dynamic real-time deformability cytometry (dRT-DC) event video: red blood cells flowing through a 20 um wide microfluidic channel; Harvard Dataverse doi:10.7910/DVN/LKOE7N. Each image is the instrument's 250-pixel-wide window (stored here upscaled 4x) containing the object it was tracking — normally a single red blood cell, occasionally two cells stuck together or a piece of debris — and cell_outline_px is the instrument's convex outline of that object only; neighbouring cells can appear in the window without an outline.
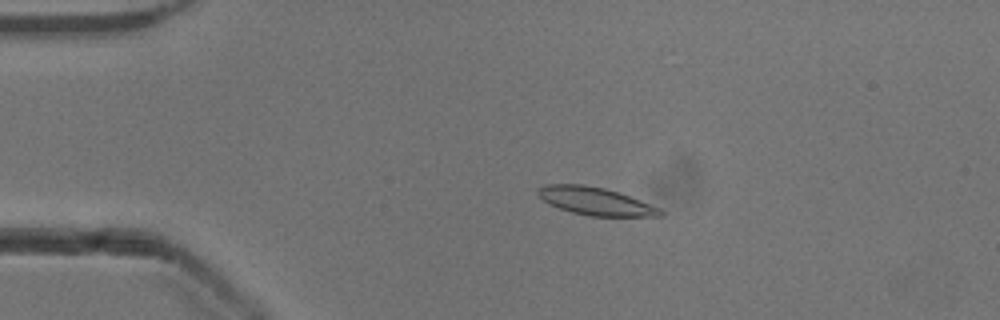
{"species": "common noctule bat (a hibernating species)", "species_latin": "Nyctalus noctula", "temperature_condition": "cold", "stored_images_in_passage": 43, "camera_frame_rate_fps": 3000, "um_per_image_px": 0.085, "animal": {"sex": "male", "body_mass_g": 13.3}, "frame": {"image": 1, "passage_image": 1, "time_ms": 0.0, "image_size_px": [1000, 320], "cell_outline_px": [[664, 216], [588, 216], [572, 212], [548, 204], [536, 192], [544, 184], [584, 184], [604, 188], [620, 192], [660, 208], [664, 212]], "centroid_in_image_um": [50.63, 17.1], "position_along_channel_um": 34.4, "area_um2": 19.83}}
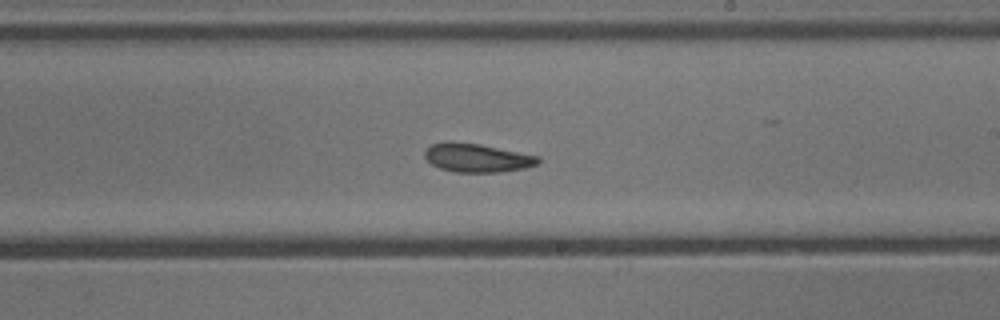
{"frame": {"image": 2, "passage_image": 21, "time_ms": 6.667, "image_size_px": [1000, 320], "cell_outline_px": [[540, 164], [524, 168], [496, 172], [456, 172], [440, 168], [432, 164], [424, 156], [424, 152], [432, 144], [448, 140], [452, 140], [480, 144], [540, 156]], "centroid_in_image_um": [40.55, 13.4], "position_along_channel_um": 248.4, "area_um2": 19.02}}
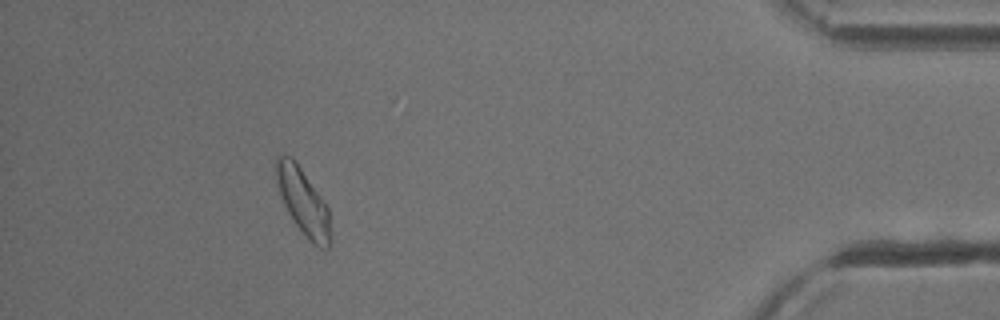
{"frame": {"image": 3, "passage_image": 38, "time_ms": 12.333, "image_size_px": [1000, 320], "cell_outline_px": [[328, 248], [320, 248], [312, 244], [292, 220], [280, 196], [276, 184], [272, 164], [276, 156], [280, 152], [292, 156], [320, 196], [328, 208]], "centroid_in_image_um": [25.64, 17.02], "position_along_channel_um": 409.6, "area_um2": 20.92}, "authors_computed_cell_mechanics": {"area_um2": 19.7098, "velocity_mm_per_s": 3.8717, "shape_relaxation_time_tau1_ms": 3.2674, "shape_relaxation_time_tau2_ms": 2.9642, "deformation_change_tau1": 0.1067, "deformation_change_tau2": 0.0952}}